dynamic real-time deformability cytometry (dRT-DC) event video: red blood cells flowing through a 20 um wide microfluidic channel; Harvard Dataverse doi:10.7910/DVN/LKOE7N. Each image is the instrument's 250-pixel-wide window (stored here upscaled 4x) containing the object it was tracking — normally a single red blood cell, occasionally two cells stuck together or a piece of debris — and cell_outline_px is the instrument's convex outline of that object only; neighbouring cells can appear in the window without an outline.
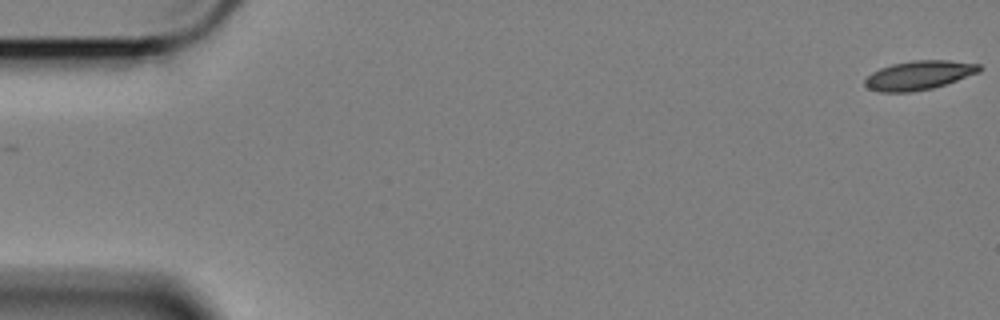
{"species": "Egyptian fruit bat (a non-hibernating species)", "species_latin": "Rousettus aegyptiacus", "temperature_condition": "cold", "stored_images_in_passage": 13, "camera_frame_rate_fps": 3000, "um_per_image_px": 0.085, "animal": {"sex": "female"}, "frame": {"image": 1, "passage_image": 1, "time_ms": 0.0, "image_size_px": [1000, 320], "cell_outline_px": [[984, 68], [980, 72], [932, 88], [912, 92], [880, 92], [868, 88], [864, 84], [864, 80], [872, 72], [880, 68], [892, 64], [912, 60], [948, 60], [980, 64]], "centroid_in_image_um": [78.11, 6.39], "position_along_channel_um": 6.9, "area_um2": 19.36}}